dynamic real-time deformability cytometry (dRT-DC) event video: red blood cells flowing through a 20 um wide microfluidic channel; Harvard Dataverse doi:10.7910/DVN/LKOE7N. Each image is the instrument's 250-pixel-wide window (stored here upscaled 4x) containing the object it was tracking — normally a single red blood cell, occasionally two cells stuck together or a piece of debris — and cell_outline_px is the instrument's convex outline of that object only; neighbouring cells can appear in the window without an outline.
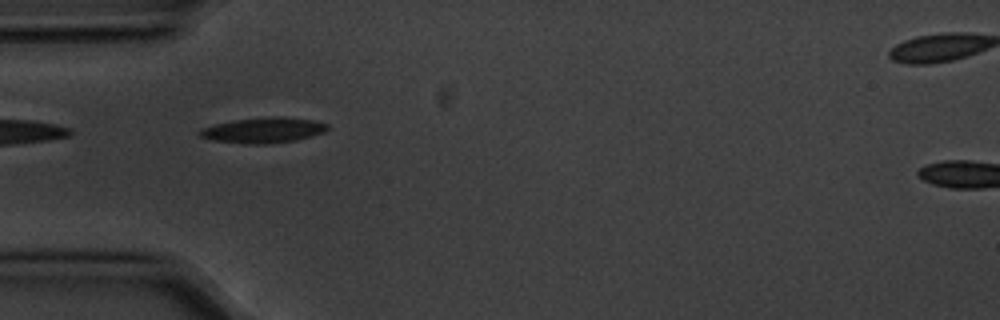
{"species": "common noctule bat (a hibernating species)", "species_latin": "Nyctalus noctula", "temperature_condition": "cold", "stored_images_in_passage": 6, "camera_frame_rate_fps": 3000, "um_per_image_px": 0.085, "animal": {"sex": "male", "body_mass_g": 20.1, "forearm_length_mm": 53.5}, "frame": {"image": 1, "passage_image": 5, "time_ms": 1.333, "image_size_px": [1000, 320], "cell_outline_px": [[328, 128], [324, 132], [312, 136], [296, 140], [268, 144], [248, 144], [212, 140], [200, 136], [196, 132], [200, 128], [232, 120], [264, 116], [284, 116], [312, 120], [328, 124]], "centroid_in_image_um": [22.36, 11.06], "position_along_channel_um": 62.6, "area_um2": 19.19}}